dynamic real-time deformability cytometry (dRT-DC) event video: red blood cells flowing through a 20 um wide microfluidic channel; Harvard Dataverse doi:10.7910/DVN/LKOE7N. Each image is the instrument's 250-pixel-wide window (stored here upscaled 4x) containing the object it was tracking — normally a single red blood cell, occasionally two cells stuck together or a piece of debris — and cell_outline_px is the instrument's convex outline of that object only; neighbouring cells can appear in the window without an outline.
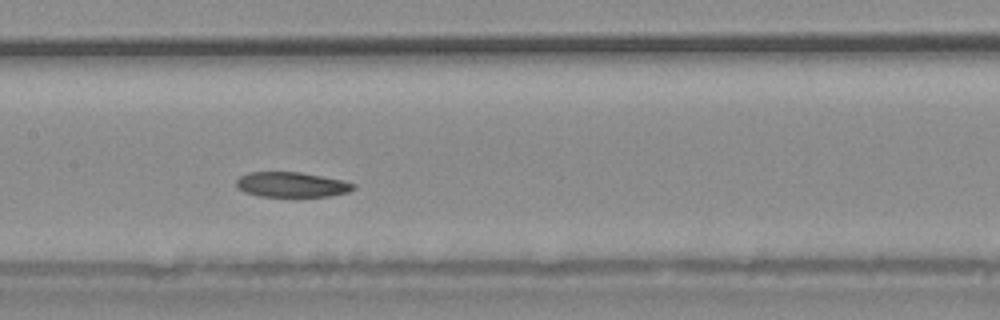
{"species": "common noctule bat (a hibernating species)", "species_latin": "Nyctalus noctula", "temperature_condition": "warm", "stored_images_in_passage": 36, "camera_frame_rate_fps": 3000, "um_per_image_px": 0.085, "animal": {"sex": "male", "body_mass_g": 20.4}, "frame": {"image": 1, "passage_image": 16, "time_ms": 5.0, "image_size_px": [1000, 320], "cell_outline_px": [[356, 188], [348, 192], [332, 196], [260, 196], [244, 192], [236, 188], [236, 180], [240, 176], [248, 172], [300, 172], [344, 180], [356, 184]], "centroid_in_image_um": [24.8, 15.69], "position_along_channel_um": 182.6, "area_um2": 17.22}}